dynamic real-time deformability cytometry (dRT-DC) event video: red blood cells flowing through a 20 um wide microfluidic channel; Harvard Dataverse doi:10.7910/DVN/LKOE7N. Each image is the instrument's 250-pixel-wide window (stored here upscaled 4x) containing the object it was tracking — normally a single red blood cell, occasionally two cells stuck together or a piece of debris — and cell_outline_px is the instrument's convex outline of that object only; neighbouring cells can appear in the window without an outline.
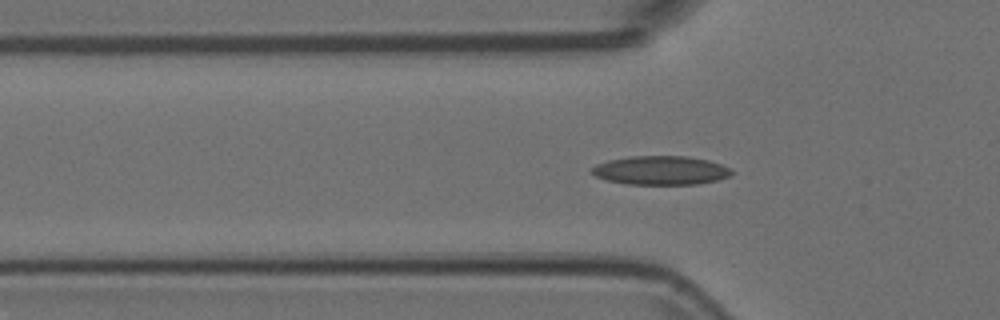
{"species": "Egyptian fruit bat (a non-hibernating species)", "species_latin": "Rousettus aegyptiacus", "temperature_condition": "room temperature", "stored_images_in_passage": 55, "camera_frame_rate_fps": 3000, "um_per_image_px": 0.085, "animal": {"sex": "female"}, "frame": {"image": 1, "passage_image": 17, "time_ms": 5.333, "image_size_px": [1000, 320], "cell_outline_px": [[732, 172], [728, 176], [720, 180], [696, 184], [628, 184], [608, 180], [596, 176], [592, 172], [592, 168], [596, 164], [608, 160], [632, 156], [688, 156], [708, 160], [732, 168]], "centroid_in_image_um": [56.19, 14.48], "position_along_channel_um": 69.6, "area_um2": 23.41}}
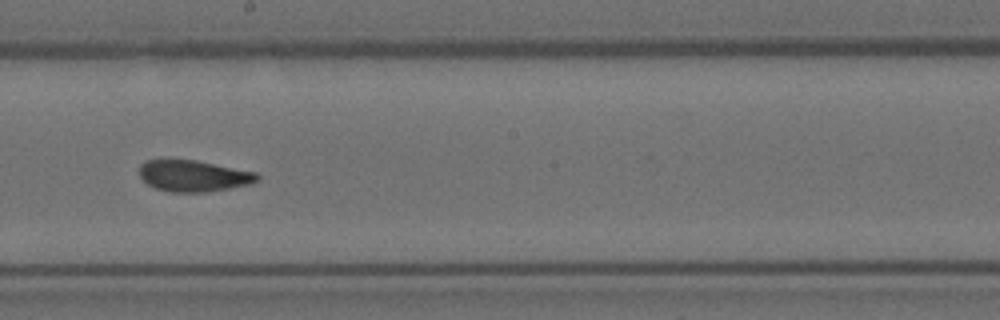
{"frame": {"image": 2, "passage_image": 30, "time_ms": 9.667, "image_size_px": [1000, 320], "cell_outline_px": [[260, 180], [252, 184], [204, 192], [172, 192], [156, 188], [148, 184], [140, 176], [140, 164], [144, 160], [196, 160], [256, 172], [260, 176]], "centroid_in_image_um": [16.48, 14.95], "position_along_channel_um": 231.7, "area_um2": 21.44}}
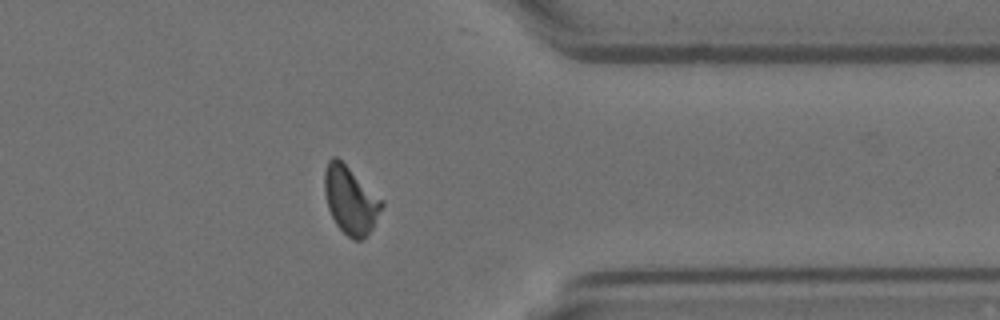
{"frame": {"image": 3, "passage_image": 43, "time_ms": 14.0, "image_size_px": [1000, 320], "cell_outline_px": [[384, 204], [372, 228], [364, 240], [352, 240], [336, 224], [328, 208], [324, 192], [324, 172], [328, 160], [332, 156], [336, 156], [384, 200]], "centroid_in_image_um": [29.79, 17.01], "position_along_channel_um": 381.6, "area_um2": 22.54}}